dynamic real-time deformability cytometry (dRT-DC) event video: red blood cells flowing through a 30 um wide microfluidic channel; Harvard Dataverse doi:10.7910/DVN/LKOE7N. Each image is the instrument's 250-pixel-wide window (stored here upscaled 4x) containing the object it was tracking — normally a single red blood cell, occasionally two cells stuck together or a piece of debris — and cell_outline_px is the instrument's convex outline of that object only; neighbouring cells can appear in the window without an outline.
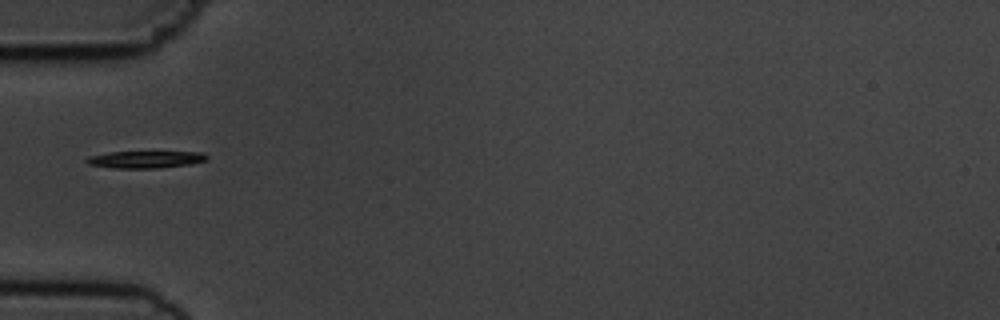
{"species": "common noctule bat (a hibernating species)", "species_latin": "Nyctalus noctula", "temperature_condition": "cold", "stored_images_in_passage": 5, "camera_frame_rate_fps": 3000, "um_per_image_px": 0.085, "animal": {"sex": "male", "body_mass_g": 19.5, "forearm_length_mm": 54.6}, "frame": {"image": 1, "passage_image": 5, "time_ms": 5.333, "image_size_px": [1000, 320], "cell_outline_px": [[208, 160], [192, 164], [156, 168], [112, 168], [88, 164], [84, 160], [88, 156], [108, 152], [204, 152], [208, 156]], "centroid_in_image_um": [12.37, 13.55], "position_along_channel_um": 72.6, "area_um2": 12.08}}